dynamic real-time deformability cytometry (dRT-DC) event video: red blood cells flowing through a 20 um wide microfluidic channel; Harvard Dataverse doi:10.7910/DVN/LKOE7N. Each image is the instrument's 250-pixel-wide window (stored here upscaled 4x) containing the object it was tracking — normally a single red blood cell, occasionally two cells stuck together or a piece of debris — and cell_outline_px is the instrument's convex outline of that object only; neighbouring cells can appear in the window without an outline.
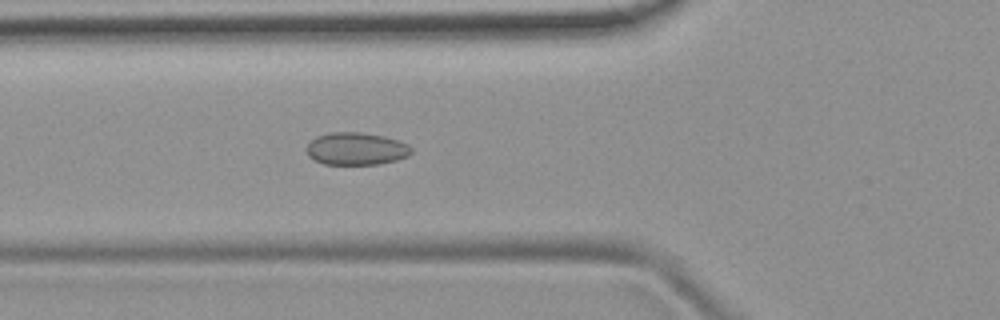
{"species": "common noctule bat (a hibernating species)", "species_latin": "Nyctalus noctula", "temperature_condition": "room temperature", "stored_images_in_passage": 5, "camera_frame_rate_fps": 3000, "um_per_image_px": 0.085, "animal": {"sex": "female", "body_mass_g": 19.9}, "frame": {"image": 1, "passage_image": 5, "time_ms": 5.667, "image_size_px": [1000, 320], "cell_outline_px": [[412, 152], [408, 156], [396, 160], [380, 164], [324, 164], [308, 156], [304, 148], [316, 136], [332, 132], [360, 132], [384, 136], [408, 144], [412, 148]], "centroid_in_image_um": [30.26, 12.64], "position_along_channel_um": 95.5, "area_um2": 19.88}}